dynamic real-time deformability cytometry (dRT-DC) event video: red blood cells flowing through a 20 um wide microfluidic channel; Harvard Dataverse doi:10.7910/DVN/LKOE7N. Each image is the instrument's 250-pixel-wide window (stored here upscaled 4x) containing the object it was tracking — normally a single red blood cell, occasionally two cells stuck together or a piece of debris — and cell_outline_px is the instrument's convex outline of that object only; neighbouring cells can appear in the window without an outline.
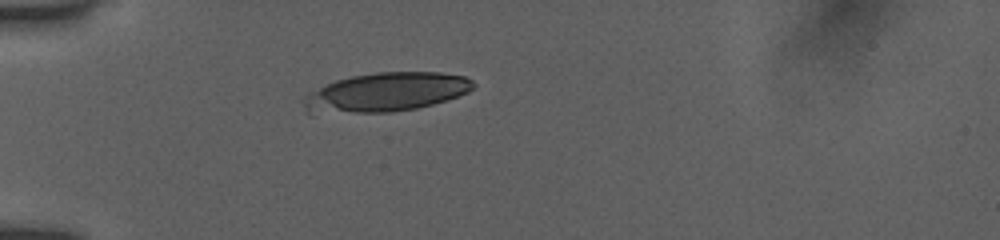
{"species": "human", "species_latin": "Homo sapiens", "temperature_condition": "room temperature", "stored_images_in_passage": 25, "camera_frame_rate_fps": 3000, "um_per_image_px": 0.085, "donor": {"sex": "female"}, "frame": {"image": 1, "passage_image": 1, "time_ms": 0.0, "image_size_px": [1000, 240], "cell_outline_px": [[476, 84], [468, 92], [432, 104], [416, 108], [392, 112], [308, 112], [300, 100], [308, 92], [336, 80], [352, 76], [376, 72], [440, 72], [464, 76], [472, 80]], "centroid_in_image_um": [32.8, 7.82], "position_along_channel_um": 52.2, "area_um2": 38.21}}
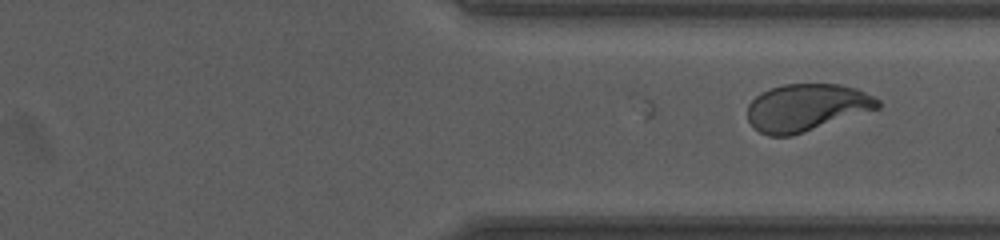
{"frame": {"image": 2, "passage_image": 25, "time_ms": 8.0, "image_size_px": [1000, 240], "cell_outline_px": [[880, 108], [792, 136], [768, 136], [760, 132], [748, 120], [748, 104], [760, 92], [784, 84], [840, 84], [856, 88], [880, 100]], "centroid_in_image_um": [68.55, 9.14], "position_along_channel_um": 342.8, "area_um2": 35.84}}